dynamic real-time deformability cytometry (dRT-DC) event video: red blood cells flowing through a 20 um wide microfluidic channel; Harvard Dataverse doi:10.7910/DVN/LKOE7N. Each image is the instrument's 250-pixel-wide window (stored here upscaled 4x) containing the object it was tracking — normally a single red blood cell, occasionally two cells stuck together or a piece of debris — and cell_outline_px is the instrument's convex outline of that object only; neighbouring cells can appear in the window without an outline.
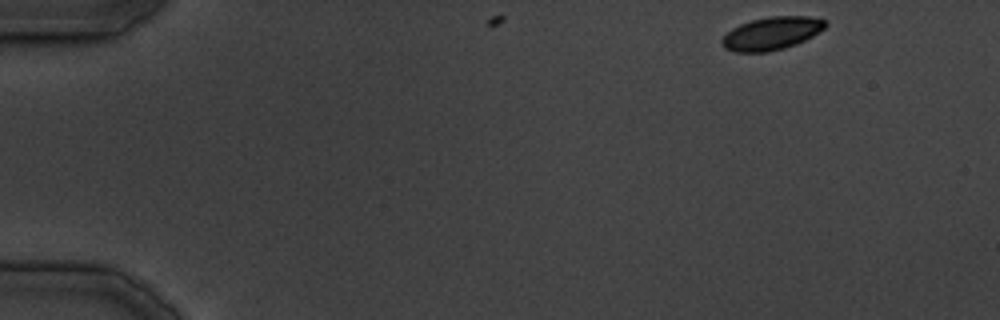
{"species": "common noctule bat (a hibernating species)", "species_latin": "Nyctalus noctula", "temperature_condition": "cold", "stored_images_in_passage": 3, "camera_frame_rate_fps": 3000, "um_per_image_px": 0.085, "animal": {"sex": "male", "body_mass_g": 19.5, "forearm_length_mm": 54.6}, "frame": {"image": 1, "passage_image": 1, "time_ms": 0.0, "image_size_px": [1000, 320], "cell_outline_px": [[828, 24], [824, 28], [812, 36], [796, 44], [784, 48], [768, 52], [736, 52], [724, 48], [720, 44], [720, 40], [732, 28], [740, 24], [752, 20], [772, 16], [808, 16], [824, 20]], "centroid_in_image_um": [65.56, 2.84], "position_along_channel_um": 19.4, "area_um2": 19.77}}